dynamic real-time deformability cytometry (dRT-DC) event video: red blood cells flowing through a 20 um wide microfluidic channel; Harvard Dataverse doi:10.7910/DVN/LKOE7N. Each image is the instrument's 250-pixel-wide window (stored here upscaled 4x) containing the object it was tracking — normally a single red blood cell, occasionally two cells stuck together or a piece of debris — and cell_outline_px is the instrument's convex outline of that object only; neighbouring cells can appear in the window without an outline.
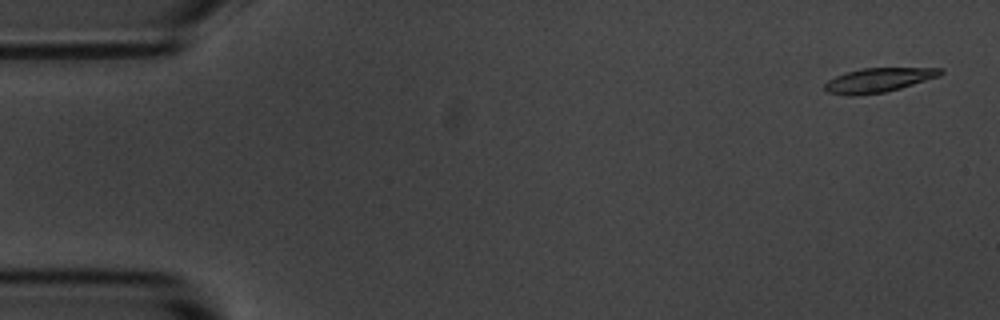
{"species": "common noctule bat (a hibernating species)", "species_latin": "Nyctalus noctula", "temperature_condition": "room temperature", "stored_images_in_passage": 6, "camera_frame_rate_fps": 3000, "um_per_image_px": 0.085, "animal": {"sex": "male", "body_mass_g": 20.1, "forearm_length_mm": 53.5}, "frame": {"image": 1, "passage_image": 1, "time_ms": 0.0, "image_size_px": [1000, 320], "cell_outline_px": [[944, 72], [940, 76], [900, 88], [884, 92], [852, 96], [848, 96], [828, 92], [824, 88], [824, 84], [828, 80], [836, 76], [848, 72], [864, 68], [944, 68]], "centroid_in_image_um": [74.68, 6.81], "position_along_channel_um": 10.3, "area_um2": 16.24}}